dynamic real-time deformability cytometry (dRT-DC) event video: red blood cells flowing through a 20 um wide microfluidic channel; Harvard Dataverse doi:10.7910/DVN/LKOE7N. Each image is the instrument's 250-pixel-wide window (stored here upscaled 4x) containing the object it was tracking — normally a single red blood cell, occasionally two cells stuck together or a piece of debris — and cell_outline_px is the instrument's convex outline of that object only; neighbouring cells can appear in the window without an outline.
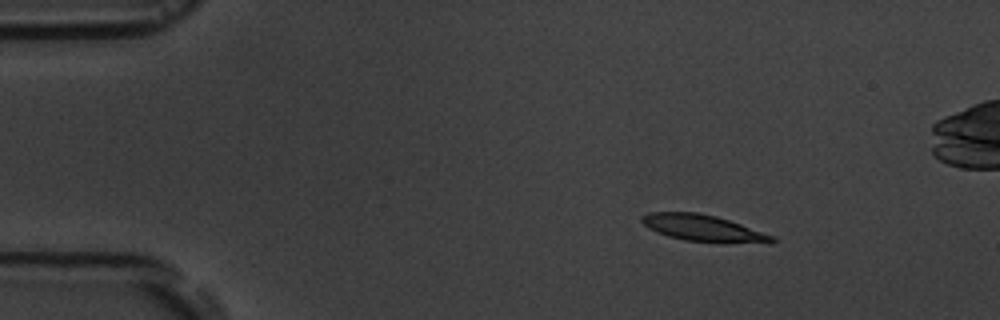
{"species": "common noctule bat (a hibernating species)", "species_latin": "Nyctalus noctula", "temperature_condition": "room temperature", "stored_images_in_passage": 6, "camera_frame_rate_fps": 3000, "um_per_image_px": 0.085, "animal": {"sex": "male", "body_mass_g": 19.5, "forearm_length_mm": 54.6}, "frame": {"image": 1, "passage_image": 3, "time_ms": 2.0, "image_size_px": [1000, 320], "cell_outline_px": [[776, 240], [772, 244], [684, 240], [668, 236], [656, 232], [648, 228], [640, 220], [640, 216], [648, 212], [696, 212], [716, 216], [776, 236]], "centroid_in_image_um": [59.78, 19.39], "position_along_channel_um": 25.2, "area_um2": 20.11}}
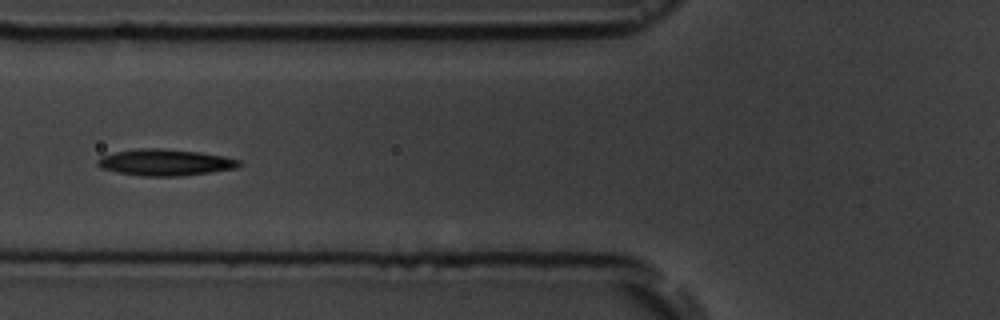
{"frame": {"image": 2, "passage_image": 6, "time_ms": 6.333, "image_size_px": [1000, 320], "cell_outline_px": [[244, 164], [236, 168], [180, 176], [140, 176], [116, 172], [100, 168], [96, 164], [96, 160], [100, 156], [116, 152], [136, 148], [160, 148], [200, 152], [224, 156], [240, 160]], "centroid_in_image_um": [14.01, 13.8], "position_along_channel_um": 111.8, "area_um2": 21.96}}